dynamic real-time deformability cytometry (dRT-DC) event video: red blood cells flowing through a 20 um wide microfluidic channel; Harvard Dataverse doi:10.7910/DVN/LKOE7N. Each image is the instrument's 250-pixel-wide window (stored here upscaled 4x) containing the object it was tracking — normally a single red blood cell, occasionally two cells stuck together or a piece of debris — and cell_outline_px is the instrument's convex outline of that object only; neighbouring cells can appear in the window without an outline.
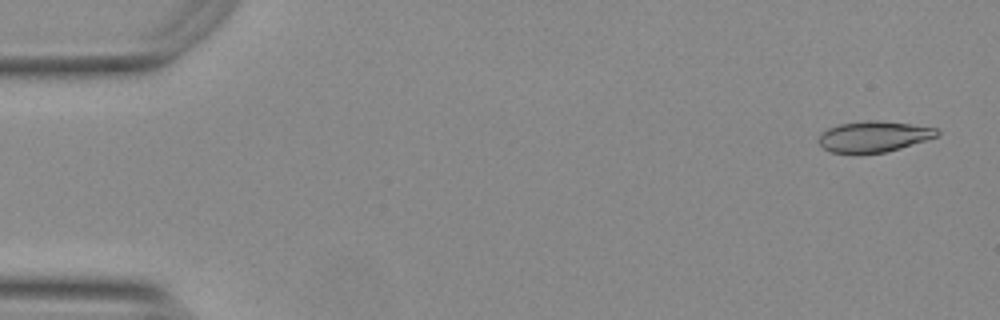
{"species": "Egyptian fruit bat (a non-hibernating species)", "species_latin": "Rousettus aegyptiacus", "temperature_condition": "warm", "stored_images_in_passage": 54, "camera_frame_rate_fps": 3000, "um_per_image_px": 0.085, "animal": {"sex": "female"}, "frame": {"image": 1, "passage_image": 2, "time_ms": 0.333, "image_size_px": [1000, 320], "cell_outline_px": [[940, 132], [936, 136], [928, 140], [900, 148], [884, 152], [828, 152], [820, 144], [820, 136], [828, 128], [840, 124], [868, 120], [876, 120], [908, 124], [936, 128]], "centroid_in_image_um": [74.3, 11.6], "position_along_channel_um": 10.7, "area_um2": 20.75}}
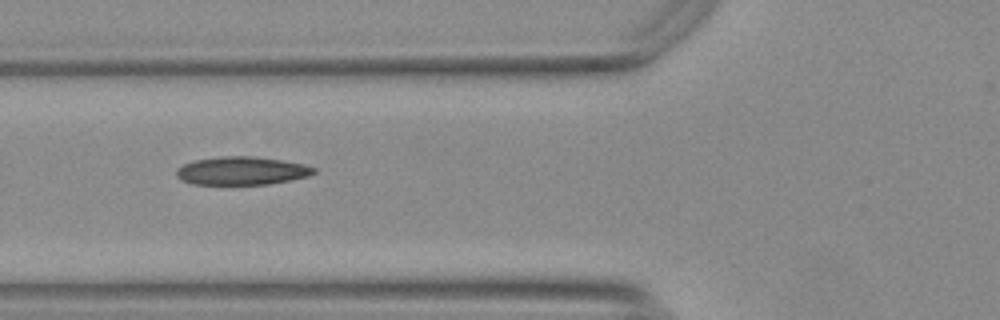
{"frame": {"image": 2, "passage_image": 20, "time_ms": 6.333, "image_size_px": [1000, 320], "cell_outline_px": [[316, 172], [308, 176], [268, 184], [192, 184], [180, 180], [176, 176], [176, 168], [184, 164], [196, 160], [220, 156], [252, 156], [280, 160], [304, 164], [316, 168]], "centroid_in_image_um": [20.51, 14.51], "position_along_channel_um": 105.3, "area_um2": 22.48}}
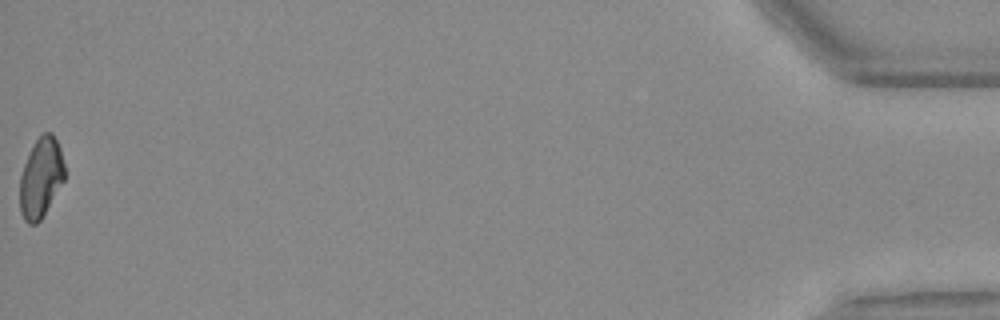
{"frame": {"image": 3, "passage_image": 54, "time_ms": 17.667, "image_size_px": [1000, 320], "cell_outline_px": [[64, 180], [44, 216], [36, 224], [28, 224], [24, 220], [20, 212], [20, 176], [24, 164], [40, 132], [52, 132], [60, 148], [64, 164]], "centroid_in_image_um": [3.47, 15.12], "position_along_channel_um": 431.7, "area_um2": 20.87}, "authors_computed_cell_mechanics": {"area_um2": 21.7906, "velocity_mm_per_s": 3.7685, "shape_relaxation_time_tau1_ms": null, "shape_relaxation_time_tau2_ms": 4.2743, "deformation_change_tau1": null, "deformation_change_tau2": 0.1102}}